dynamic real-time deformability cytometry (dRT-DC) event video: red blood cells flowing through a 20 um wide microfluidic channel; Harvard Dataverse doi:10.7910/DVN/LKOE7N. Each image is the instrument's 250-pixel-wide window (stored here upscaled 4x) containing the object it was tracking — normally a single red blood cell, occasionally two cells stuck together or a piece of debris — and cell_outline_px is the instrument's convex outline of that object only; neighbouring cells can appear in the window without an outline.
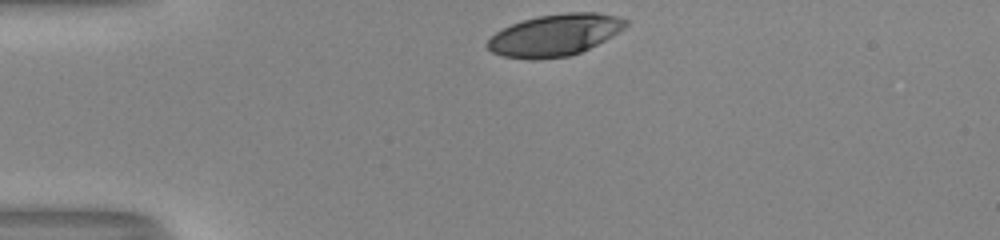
{"species": "human", "species_latin": "Homo sapiens", "temperature_condition": "room temperature", "stored_images_in_passage": 31, "camera_frame_rate_fps": 3000, "um_per_image_px": 0.085, "donor": {"sex": "male"}, "frame": {"image": 1, "passage_image": 1, "time_ms": 0.0, "image_size_px": [1000, 240], "cell_outline_px": [[628, 24], [624, 28], [612, 36], [580, 52], [568, 56], [536, 60], [532, 60], [504, 56], [492, 52], [484, 44], [496, 32], [512, 24], [536, 16], [568, 12], [596, 12], [616, 16], [628, 20]], "centroid_in_image_um": [47.15, 2.98], "position_along_channel_um": 37.9, "area_um2": 33.47}}
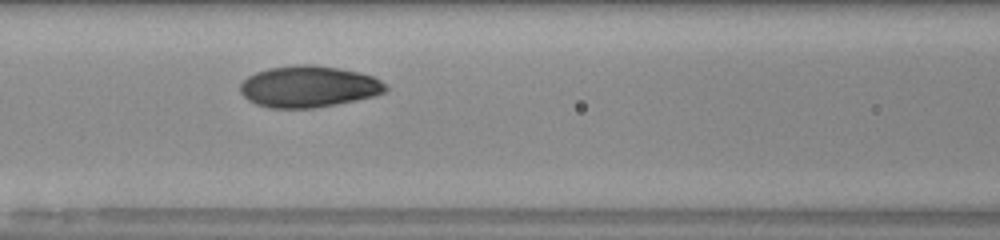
{"frame": {"image": 2, "passage_image": 12, "time_ms": 3.667, "image_size_px": [1000, 240], "cell_outline_px": [[388, 88], [384, 92], [372, 96], [312, 108], [272, 108], [256, 104], [248, 100], [240, 92], [240, 84], [248, 76], [256, 72], [268, 68], [296, 64], [312, 64], [336, 68], [356, 72], [372, 76], [388, 84]], "centroid_in_image_um": [26.19, 7.35], "position_along_channel_um": 140.4, "area_um2": 34.8}}
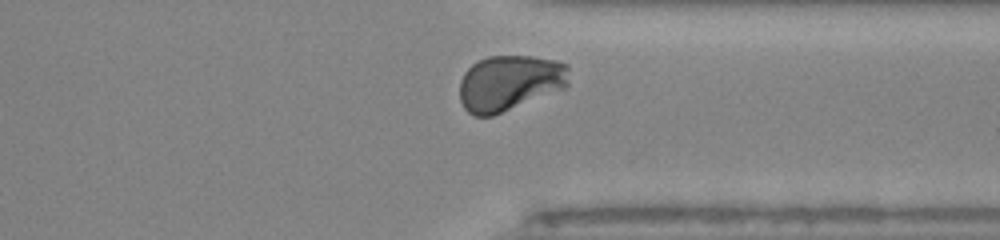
{"frame": {"image": 3, "passage_image": 29, "time_ms": 9.333, "image_size_px": [1000, 240], "cell_outline_px": [[568, 84], [564, 88], [492, 116], [472, 116], [464, 108], [460, 100], [460, 80], [464, 72], [472, 64], [488, 56], [532, 56], [556, 60], [568, 64]], "centroid_in_image_um": [43.3, 7.04], "position_along_channel_um": 368.1, "area_um2": 35.49}, "authors_computed_cell_mechanics": {"area_um2": 34.6222, "velocity_mm_per_s": 4.0205, "shape_relaxation_time_tau1_ms": 3.6593, "shape_relaxation_time_tau2_ms": null, "deformation_change_tau1": 0.1856, "deformation_change_tau2": null}}